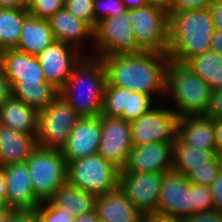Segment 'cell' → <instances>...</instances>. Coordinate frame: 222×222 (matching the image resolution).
<instances>
[{
	"mask_svg": "<svg viewBox=\"0 0 222 222\" xmlns=\"http://www.w3.org/2000/svg\"><path fill=\"white\" fill-rule=\"evenodd\" d=\"M81 117L59 95L38 113L37 146L61 150Z\"/></svg>",
	"mask_w": 222,
	"mask_h": 222,
	"instance_id": "cell-8",
	"label": "cell"
},
{
	"mask_svg": "<svg viewBox=\"0 0 222 222\" xmlns=\"http://www.w3.org/2000/svg\"><path fill=\"white\" fill-rule=\"evenodd\" d=\"M217 155L222 157V118L213 119Z\"/></svg>",
	"mask_w": 222,
	"mask_h": 222,
	"instance_id": "cell-44",
	"label": "cell"
},
{
	"mask_svg": "<svg viewBox=\"0 0 222 222\" xmlns=\"http://www.w3.org/2000/svg\"><path fill=\"white\" fill-rule=\"evenodd\" d=\"M127 10L128 8L123 4L122 0H105L103 2L102 0H94V28L96 24L101 20L120 15L122 13H125ZM98 12H101L103 15H100V13L98 14Z\"/></svg>",
	"mask_w": 222,
	"mask_h": 222,
	"instance_id": "cell-33",
	"label": "cell"
},
{
	"mask_svg": "<svg viewBox=\"0 0 222 222\" xmlns=\"http://www.w3.org/2000/svg\"><path fill=\"white\" fill-rule=\"evenodd\" d=\"M160 173L120 171L118 188L142 214L158 213Z\"/></svg>",
	"mask_w": 222,
	"mask_h": 222,
	"instance_id": "cell-11",
	"label": "cell"
},
{
	"mask_svg": "<svg viewBox=\"0 0 222 222\" xmlns=\"http://www.w3.org/2000/svg\"><path fill=\"white\" fill-rule=\"evenodd\" d=\"M97 216L106 222H139L143 214L119 188L97 196Z\"/></svg>",
	"mask_w": 222,
	"mask_h": 222,
	"instance_id": "cell-21",
	"label": "cell"
},
{
	"mask_svg": "<svg viewBox=\"0 0 222 222\" xmlns=\"http://www.w3.org/2000/svg\"><path fill=\"white\" fill-rule=\"evenodd\" d=\"M193 214L213 209V195L210 186L192 183Z\"/></svg>",
	"mask_w": 222,
	"mask_h": 222,
	"instance_id": "cell-36",
	"label": "cell"
},
{
	"mask_svg": "<svg viewBox=\"0 0 222 222\" xmlns=\"http://www.w3.org/2000/svg\"><path fill=\"white\" fill-rule=\"evenodd\" d=\"M211 88L222 89V55L207 51L188 59L185 63Z\"/></svg>",
	"mask_w": 222,
	"mask_h": 222,
	"instance_id": "cell-29",
	"label": "cell"
},
{
	"mask_svg": "<svg viewBox=\"0 0 222 222\" xmlns=\"http://www.w3.org/2000/svg\"><path fill=\"white\" fill-rule=\"evenodd\" d=\"M174 1L175 0H151V3L168 11L173 6Z\"/></svg>",
	"mask_w": 222,
	"mask_h": 222,
	"instance_id": "cell-52",
	"label": "cell"
},
{
	"mask_svg": "<svg viewBox=\"0 0 222 222\" xmlns=\"http://www.w3.org/2000/svg\"><path fill=\"white\" fill-rule=\"evenodd\" d=\"M120 170L98 153L68 164L67 181L96 196L114 191L119 185Z\"/></svg>",
	"mask_w": 222,
	"mask_h": 222,
	"instance_id": "cell-7",
	"label": "cell"
},
{
	"mask_svg": "<svg viewBox=\"0 0 222 222\" xmlns=\"http://www.w3.org/2000/svg\"><path fill=\"white\" fill-rule=\"evenodd\" d=\"M209 8L212 12L215 30L222 32V0H213Z\"/></svg>",
	"mask_w": 222,
	"mask_h": 222,
	"instance_id": "cell-43",
	"label": "cell"
},
{
	"mask_svg": "<svg viewBox=\"0 0 222 222\" xmlns=\"http://www.w3.org/2000/svg\"><path fill=\"white\" fill-rule=\"evenodd\" d=\"M54 40L48 20L28 14L24 19L20 41L15 49L37 56Z\"/></svg>",
	"mask_w": 222,
	"mask_h": 222,
	"instance_id": "cell-24",
	"label": "cell"
},
{
	"mask_svg": "<svg viewBox=\"0 0 222 222\" xmlns=\"http://www.w3.org/2000/svg\"><path fill=\"white\" fill-rule=\"evenodd\" d=\"M211 51L222 55V32L221 31L215 30L212 43H211Z\"/></svg>",
	"mask_w": 222,
	"mask_h": 222,
	"instance_id": "cell-47",
	"label": "cell"
},
{
	"mask_svg": "<svg viewBox=\"0 0 222 222\" xmlns=\"http://www.w3.org/2000/svg\"><path fill=\"white\" fill-rule=\"evenodd\" d=\"M158 213L182 221L193 214L192 183L185 175L173 170L163 173Z\"/></svg>",
	"mask_w": 222,
	"mask_h": 222,
	"instance_id": "cell-12",
	"label": "cell"
},
{
	"mask_svg": "<svg viewBox=\"0 0 222 222\" xmlns=\"http://www.w3.org/2000/svg\"><path fill=\"white\" fill-rule=\"evenodd\" d=\"M27 0H0V8H27Z\"/></svg>",
	"mask_w": 222,
	"mask_h": 222,
	"instance_id": "cell-45",
	"label": "cell"
},
{
	"mask_svg": "<svg viewBox=\"0 0 222 222\" xmlns=\"http://www.w3.org/2000/svg\"><path fill=\"white\" fill-rule=\"evenodd\" d=\"M213 195V209L222 211V168L216 180L210 185Z\"/></svg>",
	"mask_w": 222,
	"mask_h": 222,
	"instance_id": "cell-40",
	"label": "cell"
},
{
	"mask_svg": "<svg viewBox=\"0 0 222 222\" xmlns=\"http://www.w3.org/2000/svg\"><path fill=\"white\" fill-rule=\"evenodd\" d=\"M81 53L75 47L62 41L54 40L37 55L47 82L60 90L71 76L73 69L80 63Z\"/></svg>",
	"mask_w": 222,
	"mask_h": 222,
	"instance_id": "cell-14",
	"label": "cell"
},
{
	"mask_svg": "<svg viewBox=\"0 0 222 222\" xmlns=\"http://www.w3.org/2000/svg\"><path fill=\"white\" fill-rule=\"evenodd\" d=\"M11 89L12 97L21 100L38 112L48 107L60 94L50 82L37 84L17 82Z\"/></svg>",
	"mask_w": 222,
	"mask_h": 222,
	"instance_id": "cell-28",
	"label": "cell"
},
{
	"mask_svg": "<svg viewBox=\"0 0 222 222\" xmlns=\"http://www.w3.org/2000/svg\"><path fill=\"white\" fill-rule=\"evenodd\" d=\"M217 150H202L184 144L178 137L172 143V170L187 175L196 167H210Z\"/></svg>",
	"mask_w": 222,
	"mask_h": 222,
	"instance_id": "cell-26",
	"label": "cell"
},
{
	"mask_svg": "<svg viewBox=\"0 0 222 222\" xmlns=\"http://www.w3.org/2000/svg\"><path fill=\"white\" fill-rule=\"evenodd\" d=\"M37 147L36 136L0 124V167L25 162Z\"/></svg>",
	"mask_w": 222,
	"mask_h": 222,
	"instance_id": "cell-23",
	"label": "cell"
},
{
	"mask_svg": "<svg viewBox=\"0 0 222 222\" xmlns=\"http://www.w3.org/2000/svg\"><path fill=\"white\" fill-rule=\"evenodd\" d=\"M221 168L222 157L217 156L210 162V167H196V169L191 170L186 177L191 183L210 186L218 177Z\"/></svg>",
	"mask_w": 222,
	"mask_h": 222,
	"instance_id": "cell-31",
	"label": "cell"
},
{
	"mask_svg": "<svg viewBox=\"0 0 222 222\" xmlns=\"http://www.w3.org/2000/svg\"><path fill=\"white\" fill-rule=\"evenodd\" d=\"M1 66L5 71L11 88L17 82H23V84L47 82L38 57L17 49L1 51Z\"/></svg>",
	"mask_w": 222,
	"mask_h": 222,
	"instance_id": "cell-19",
	"label": "cell"
},
{
	"mask_svg": "<svg viewBox=\"0 0 222 222\" xmlns=\"http://www.w3.org/2000/svg\"><path fill=\"white\" fill-rule=\"evenodd\" d=\"M16 209L7 205H0V222H9Z\"/></svg>",
	"mask_w": 222,
	"mask_h": 222,
	"instance_id": "cell-49",
	"label": "cell"
},
{
	"mask_svg": "<svg viewBox=\"0 0 222 222\" xmlns=\"http://www.w3.org/2000/svg\"><path fill=\"white\" fill-rule=\"evenodd\" d=\"M94 0H65L64 7L76 18L88 23L94 29Z\"/></svg>",
	"mask_w": 222,
	"mask_h": 222,
	"instance_id": "cell-35",
	"label": "cell"
},
{
	"mask_svg": "<svg viewBox=\"0 0 222 222\" xmlns=\"http://www.w3.org/2000/svg\"><path fill=\"white\" fill-rule=\"evenodd\" d=\"M139 222H149V213L143 214V217Z\"/></svg>",
	"mask_w": 222,
	"mask_h": 222,
	"instance_id": "cell-53",
	"label": "cell"
},
{
	"mask_svg": "<svg viewBox=\"0 0 222 222\" xmlns=\"http://www.w3.org/2000/svg\"><path fill=\"white\" fill-rule=\"evenodd\" d=\"M9 222H39L35 210H16Z\"/></svg>",
	"mask_w": 222,
	"mask_h": 222,
	"instance_id": "cell-42",
	"label": "cell"
},
{
	"mask_svg": "<svg viewBox=\"0 0 222 222\" xmlns=\"http://www.w3.org/2000/svg\"><path fill=\"white\" fill-rule=\"evenodd\" d=\"M96 199V195L83 191L67 181L53 194L49 201L54 206L65 209L67 213H73L74 216H77L95 211Z\"/></svg>",
	"mask_w": 222,
	"mask_h": 222,
	"instance_id": "cell-27",
	"label": "cell"
},
{
	"mask_svg": "<svg viewBox=\"0 0 222 222\" xmlns=\"http://www.w3.org/2000/svg\"><path fill=\"white\" fill-rule=\"evenodd\" d=\"M183 222H222V211L214 209L191 214Z\"/></svg>",
	"mask_w": 222,
	"mask_h": 222,
	"instance_id": "cell-38",
	"label": "cell"
},
{
	"mask_svg": "<svg viewBox=\"0 0 222 222\" xmlns=\"http://www.w3.org/2000/svg\"><path fill=\"white\" fill-rule=\"evenodd\" d=\"M101 130L102 115L79 119L61 149L67 165L98 153Z\"/></svg>",
	"mask_w": 222,
	"mask_h": 222,
	"instance_id": "cell-16",
	"label": "cell"
},
{
	"mask_svg": "<svg viewBox=\"0 0 222 222\" xmlns=\"http://www.w3.org/2000/svg\"><path fill=\"white\" fill-rule=\"evenodd\" d=\"M178 118L172 109L152 107L130 122L133 147L155 142L173 143L177 137Z\"/></svg>",
	"mask_w": 222,
	"mask_h": 222,
	"instance_id": "cell-10",
	"label": "cell"
},
{
	"mask_svg": "<svg viewBox=\"0 0 222 222\" xmlns=\"http://www.w3.org/2000/svg\"><path fill=\"white\" fill-rule=\"evenodd\" d=\"M123 4L128 8H142L152 4L151 0H122Z\"/></svg>",
	"mask_w": 222,
	"mask_h": 222,
	"instance_id": "cell-50",
	"label": "cell"
},
{
	"mask_svg": "<svg viewBox=\"0 0 222 222\" xmlns=\"http://www.w3.org/2000/svg\"><path fill=\"white\" fill-rule=\"evenodd\" d=\"M149 222H183L159 213H149Z\"/></svg>",
	"mask_w": 222,
	"mask_h": 222,
	"instance_id": "cell-51",
	"label": "cell"
},
{
	"mask_svg": "<svg viewBox=\"0 0 222 222\" xmlns=\"http://www.w3.org/2000/svg\"><path fill=\"white\" fill-rule=\"evenodd\" d=\"M132 149L130 122L102 116L98 154L121 170L127 164Z\"/></svg>",
	"mask_w": 222,
	"mask_h": 222,
	"instance_id": "cell-13",
	"label": "cell"
},
{
	"mask_svg": "<svg viewBox=\"0 0 222 222\" xmlns=\"http://www.w3.org/2000/svg\"><path fill=\"white\" fill-rule=\"evenodd\" d=\"M25 163L40 202L48 201L67 182L68 165L61 150L37 147Z\"/></svg>",
	"mask_w": 222,
	"mask_h": 222,
	"instance_id": "cell-5",
	"label": "cell"
},
{
	"mask_svg": "<svg viewBox=\"0 0 222 222\" xmlns=\"http://www.w3.org/2000/svg\"><path fill=\"white\" fill-rule=\"evenodd\" d=\"M0 205H7V184L5 175L0 167Z\"/></svg>",
	"mask_w": 222,
	"mask_h": 222,
	"instance_id": "cell-46",
	"label": "cell"
},
{
	"mask_svg": "<svg viewBox=\"0 0 222 222\" xmlns=\"http://www.w3.org/2000/svg\"><path fill=\"white\" fill-rule=\"evenodd\" d=\"M214 32L210 8L169 14V60L185 63L191 57L211 51Z\"/></svg>",
	"mask_w": 222,
	"mask_h": 222,
	"instance_id": "cell-2",
	"label": "cell"
},
{
	"mask_svg": "<svg viewBox=\"0 0 222 222\" xmlns=\"http://www.w3.org/2000/svg\"><path fill=\"white\" fill-rule=\"evenodd\" d=\"M206 116L212 119L222 118V89L212 91L211 102Z\"/></svg>",
	"mask_w": 222,
	"mask_h": 222,
	"instance_id": "cell-39",
	"label": "cell"
},
{
	"mask_svg": "<svg viewBox=\"0 0 222 222\" xmlns=\"http://www.w3.org/2000/svg\"><path fill=\"white\" fill-rule=\"evenodd\" d=\"M130 9L98 22L93 31L98 58L117 54H138V45L130 21Z\"/></svg>",
	"mask_w": 222,
	"mask_h": 222,
	"instance_id": "cell-9",
	"label": "cell"
},
{
	"mask_svg": "<svg viewBox=\"0 0 222 222\" xmlns=\"http://www.w3.org/2000/svg\"><path fill=\"white\" fill-rule=\"evenodd\" d=\"M106 82L107 72L101 58L82 59L59 90V95L81 118L99 116Z\"/></svg>",
	"mask_w": 222,
	"mask_h": 222,
	"instance_id": "cell-3",
	"label": "cell"
},
{
	"mask_svg": "<svg viewBox=\"0 0 222 222\" xmlns=\"http://www.w3.org/2000/svg\"><path fill=\"white\" fill-rule=\"evenodd\" d=\"M27 8H0V49H15L20 35Z\"/></svg>",
	"mask_w": 222,
	"mask_h": 222,
	"instance_id": "cell-30",
	"label": "cell"
},
{
	"mask_svg": "<svg viewBox=\"0 0 222 222\" xmlns=\"http://www.w3.org/2000/svg\"><path fill=\"white\" fill-rule=\"evenodd\" d=\"M177 137L188 146L217 150L213 119L206 115H184L178 118Z\"/></svg>",
	"mask_w": 222,
	"mask_h": 222,
	"instance_id": "cell-20",
	"label": "cell"
},
{
	"mask_svg": "<svg viewBox=\"0 0 222 222\" xmlns=\"http://www.w3.org/2000/svg\"><path fill=\"white\" fill-rule=\"evenodd\" d=\"M138 53H169V13L154 4L130 9Z\"/></svg>",
	"mask_w": 222,
	"mask_h": 222,
	"instance_id": "cell-6",
	"label": "cell"
},
{
	"mask_svg": "<svg viewBox=\"0 0 222 222\" xmlns=\"http://www.w3.org/2000/svg\"><path fill=\"white\" fill-rule=\"evenodd\" d=\"M38 111L11 97L0 107V124L14 131L37 136Z\"/></svg>",
	"mask_w": 222,
	"mask_h": 222,
	"instance_id": "cell-25",
	"label": "cell"
},
{
	"mask_svg": "<svg viewBox=\"0 0 222 222\" xmlns=\"http://www.w3.org/2000/svg\"><path fill=\"white\" fill-rule=\"evenodd\" d=\"M166 92L173 94L179 107L178 117L206 115L211 102V88L184 63L169 60L166 70Z\"/></svg>",
	"mask_w": 222,
	"mask_h": 222,
	"instance_id": "cell-4",
	"label": "cell"
},
{
	"mask_svg": "<svg viewBox=\"0 0 222 222\" xmlns=\"http://www.w3.org/2000/svg\"><path fill=\"white\" fill-rule=\"evenodd\" d=\"M12 97L11 85L6 77L5 71L0 66V107Z\"/></svg>",
	"mask_w": 222,
	"mask_h": 222,
	"instance_id": "cell-41",
	"label": "cell"
},
{
	"mask_svg": "<svg viewBox=\"0 0 222 222\" xmlns=\"http://www.w3.org/2000/svg\"><path fill=\"white\" fill-rule=\"evenodd\" d=\"M120 171L166 173L172 171V143L155 142L135 146Z\"/></svg>",
	"mask_w": 222,
	"mask_h": 222,
	"instance_id": "cell-18",
	"label": "cell"
},
{
	"mask_svg": "<svg viewBox=\"0 0 222 222\" xmlns=\"http://www.w3.org/2000/svg\"><path fill=\"white\" fill-rule=\"evenodd\" d=\"M1 168L7 184V206L16 210H36L41 202L34 195L26 163H12Z\"/></svg>",
	"mask_w": 222,
	"mask_h": 222,
	"instance_id": "cell-17",
	"label": "cell"
},
{
	"mask_svg": "<svg viewBox=\"0 0 222 222\" xmlns=\"http://www.w3.org/2000/svg\"><path fill=\"white\" fill-rule=\"evenodd\" d=\"M47 20L55 40L71 45L79 51L83 39L89 36L93 38L94 29L88 23L69 13L65 7L58 10Z\"/></svg>",
	"mask_w": 222,
	"mask_h": 222,
	"instance_id": "cell-22",
	"label": "cell"
},
{
	"mask_svg": "<svg viewBox=\"0 0 222 222\" xmlns=\"http://www.w3.org/2000/svg\"><path fill=\"white\" fill-rule=\"evenodd\" d=\"M151 99L152 97L144 93L119 88L106 82L101 115L131 122L153 107Z\"/></svg>",
	"mask_w": 222,
	"mask_h": 222,
	"instance_id": "cell-15",
	"label": "cell"
},
{
	"mask_svg": "<svg viewBox=\"0 0 222 222\" xmlns=\"http://www.w3.org/2000/svg\"><path fill=\"white\" fill-rule=\"evenodd\" d=\"M213 0H175L173 6L167 11L169 14L188 10L209 8Z\"/></svg>",
	"mask_w": 222,
	"mask_h": 222,
	"instance_id": "cell-37",
	"label": "cell"
},
{
	"mask_svg": "<svg viewBox=\"0 0 222 222\" xmlns=\"http://www.w3.org/2000/svg\"><path fill=\"white\" fill-rule=\"evenodd\" d=\"M96 210L75 216L74 222H98Z\"/></svg>",
	"mask_w": 222,
	"mask_h": 222,
	"instance_id": "cell-48",
	"label": "cell"
},
{
	"mask_svg": "<svg viewBox=\"0 0 222 222\" xmlns=\"http://www.w3.org/2000/svg\"><path fill=\"white\" fill-rule=\"evenodd\" d=\"M35 211L39 222H74L75 218L73 213H67L65 209L54 206L49 200L41 202Z\"/></svg>",
	"mask_w": 222,
	"mask_h": 222,
	"instance_id": "cell-32",
	"label": "cell"
},
{
	"mask_svg": "<svg viewBox=\"0 0 222 222\" xmlns=\"http://www.w3.org/2000/svg\"><path fill=\"white\" fill-rule=\"evenodd\" d=\"M65 0H29L27 10L37 18L48 19L58 10L64 8Z\"/></svg>",
	"mask_w": 222,
	"mask_h": 222,
	"instance_id": "cell-34",
	"label": "cell"
},
{
	"mask_svg": "<svg viewBox=\"0 0 222 222\" xmlns=\"http://www.w3.org/2000/svg\"><path fill=\"white\" fill-rule=\"evenodd\" d=\"M110 85L130 91L152 93L166 91L167 54L141 52L101 57Z\"/></svg>",
	"mask_w": 222,
	"mask_h": 222,
	"instance_id": "cell-1",
	"label": "cell"
}]
</instances>
